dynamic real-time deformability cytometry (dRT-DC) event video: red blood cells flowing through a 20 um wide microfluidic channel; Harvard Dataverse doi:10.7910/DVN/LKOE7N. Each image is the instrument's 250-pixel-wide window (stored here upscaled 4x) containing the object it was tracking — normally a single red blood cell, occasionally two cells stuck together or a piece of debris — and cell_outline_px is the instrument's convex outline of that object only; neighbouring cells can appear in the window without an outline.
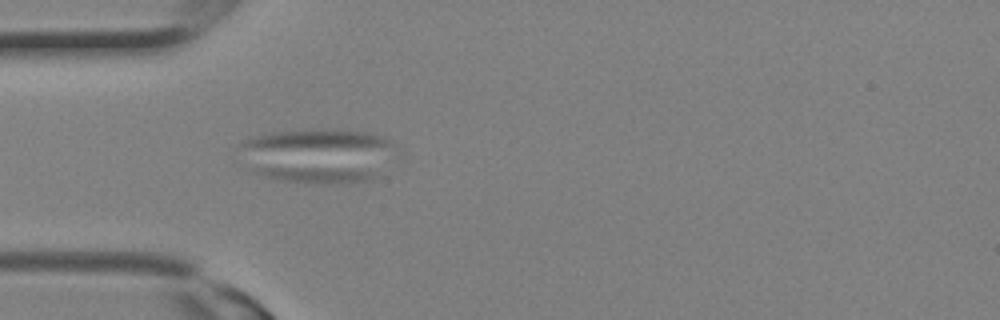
{"species": "Egyptian fruit bat (a non-hibernating species)", "species_latin": "Rousettus aegyptiacus", "temperature_condition": "room temperature", "stored_images_in_passage": 23, "camera_frame_rate_fps": 3000, "um_per_image_px": 0.085, "animal": {"sex": "female"}, "frame": {"image": 1, "passage_image": 12, "time_ms": 3.667, "image_size_px": [1000, 320], "cell_outline_px": [[376, 176], [372, 180], [348, 184], [312, 184], [280, 180], [256, 172], [252, 168], [272, 164], [372, 172]], "centroid_in_image_um": [26.7, 14.85], "position_along_channel_um": 58.3, "area_um2": 11.68}}